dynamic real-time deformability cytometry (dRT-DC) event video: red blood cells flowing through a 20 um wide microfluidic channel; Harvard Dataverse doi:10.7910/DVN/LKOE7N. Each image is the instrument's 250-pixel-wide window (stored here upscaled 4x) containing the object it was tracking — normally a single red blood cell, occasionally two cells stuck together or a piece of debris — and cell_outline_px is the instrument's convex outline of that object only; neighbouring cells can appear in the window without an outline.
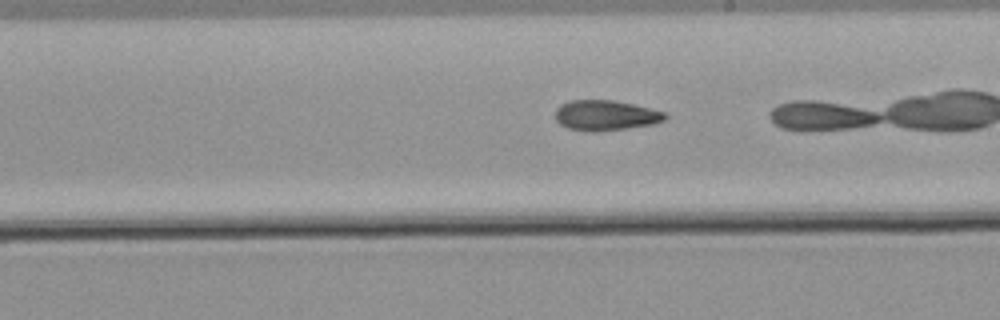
{"species": "common noctule bat (a hibernating species)", "species_latin": "Nyctalus noctula", "temperature_condition": "warm", "stored_images_in_passage": 27, "camera_frame_rate_fps": 3000, "um_per_image_px": 0.085, "animal": {"sex": "male", "body_mass_g": 21.5, "forearm_length_mm": 52.0}, "frame": {"image": 1, "passage_image": 16, "time_ms": 5.0, "image_size_px": [1000, 320], "cell_outline_px": [[668, 116], [664, 120], [652, 124], [628, 128], [596, 132], [588, 132], [568, 128], [560, 124], [556, 120], [556, 108], [560, 104], [568, 100], [612, 100], [632, 104], [664, 112]], "centroid_in_image_um": [51.43, 9.81], "position_along_channel_um": 237.6, "area_um2": 19.36}}